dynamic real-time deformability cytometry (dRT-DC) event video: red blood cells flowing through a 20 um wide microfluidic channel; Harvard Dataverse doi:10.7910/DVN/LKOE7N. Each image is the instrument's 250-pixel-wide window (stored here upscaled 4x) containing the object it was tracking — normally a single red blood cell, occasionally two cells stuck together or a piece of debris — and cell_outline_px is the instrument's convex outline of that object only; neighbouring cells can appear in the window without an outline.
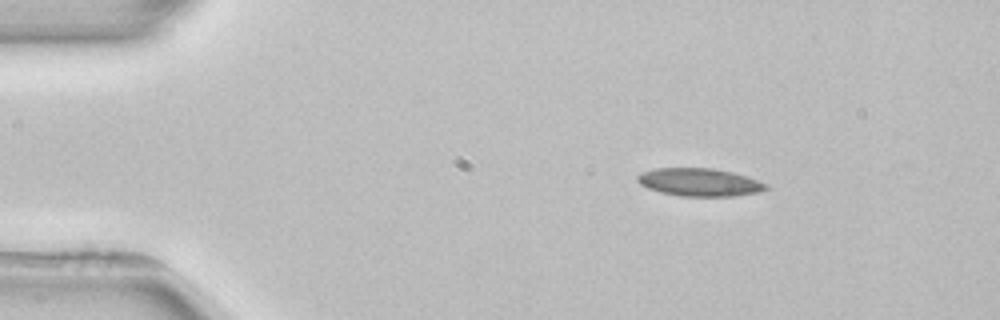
{"species": "common noctule bat (a hibernating species)", "species_latin": "Nyctalus noctula", "temperature_condition": "room temperature", "stored_images_in_passage": 3, "camera_frame_rate_fps": 3000, "um_per_image_px": 0.085, "animal": {"sex": "female", "body_mass_g": 22.7, "forearm_length_mm": 54.2}, "frame": {"image": 1, "passage_image": 1, "time_ms": 0.0, "image_size_px": [1000, 320], "cell_outline_px": [[768, 188], [760, 192], [732, 196], [680, 196], [660, 192], [648, 188], [640, 184], [636, 180], [636, 176], [640, 172], [652, 168], [712, 168], [732, 172], [748, 176], [768, 184]], "centroid_in_image_um": [59.44, 15.48], "position_along_channel_um": 25.6, "area_um2": 21.1}}